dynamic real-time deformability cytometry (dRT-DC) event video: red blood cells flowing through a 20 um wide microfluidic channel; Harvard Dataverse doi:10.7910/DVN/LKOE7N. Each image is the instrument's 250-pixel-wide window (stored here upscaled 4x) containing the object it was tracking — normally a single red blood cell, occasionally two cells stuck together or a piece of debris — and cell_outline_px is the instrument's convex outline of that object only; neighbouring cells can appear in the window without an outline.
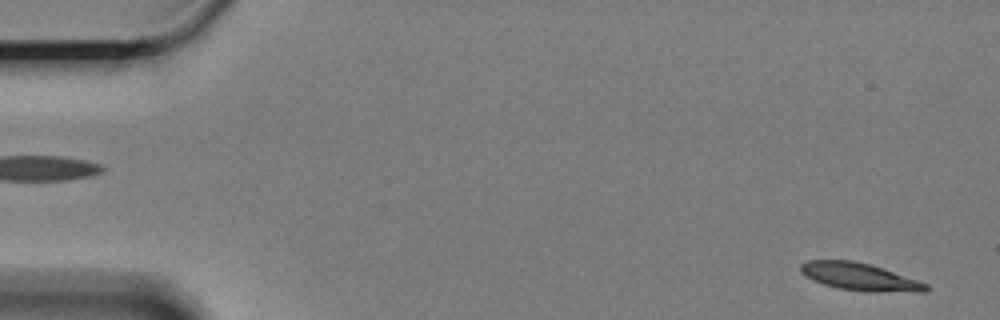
{"species": "Egyptian fruit bat (a non-hibernating species)", "species_latin": "Rousettus aegyptiacus", "temperature_condition": "cold", "stored_images_in_passage": 18, "camera_frame_rate_fps": 3000, "um_per_image_px": 0.085, "animal": {"sex": "female"}, "frame": {"image": 1, "passage_image": 2, "time_ms": 0.333, "image_size_px": [1000, 320], "cell_outline_px": [[928, 292], [868, 292], [836, 288], [812, 280], [804, 276], [800, 272], [800, 264], [808, 260], [852, 260], [868, 264], [928, 284]], "centroid_in_image_um": [73.02, 23.54], "position_along_channel_um": 12.0, "area_um2": 20.0}}
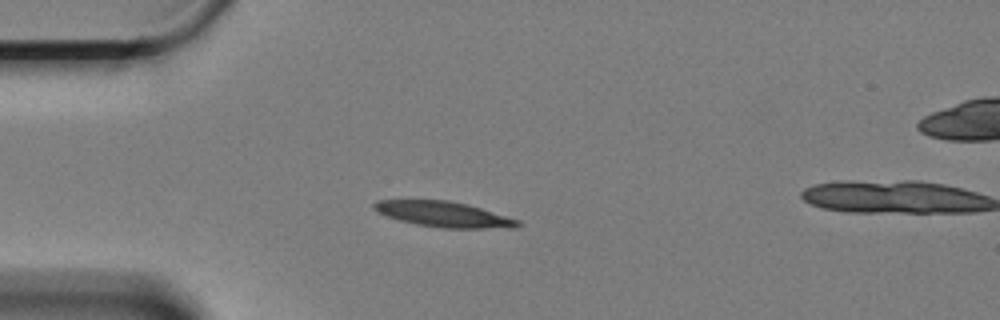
{"frame": {"image": 2, "passage_image": 15, "time_ms": 4.667, "image_size_px": [1000, 320], "cell_outline_px": [[524, 224], [516, 228], [440, 228], [416, 224], [400, 220], [388, 216], [372, 208], [372, 204], [376, 200], [448, 200], [468, 204], [520, 220]], "centroid_in_image_um": [37.77, 18.22], "position_along_channel_um": 47.2, "area_um2": 21.39}}